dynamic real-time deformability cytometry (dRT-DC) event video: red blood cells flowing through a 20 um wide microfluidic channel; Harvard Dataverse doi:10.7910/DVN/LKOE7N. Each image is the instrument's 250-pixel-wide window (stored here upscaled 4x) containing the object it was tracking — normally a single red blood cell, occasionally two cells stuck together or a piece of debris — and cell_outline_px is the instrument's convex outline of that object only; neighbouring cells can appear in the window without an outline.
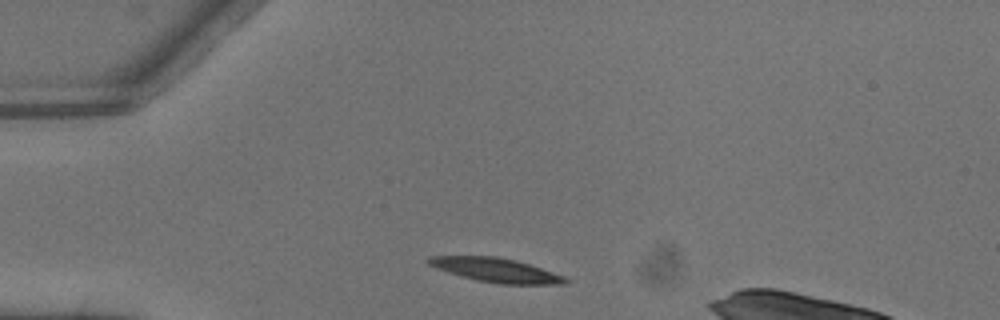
{"species": "common noctule bat (a hibernating species)", "species_latin": "Nyctalus noctula", "temperature_condition": "warm", "stored_images_in_passage": 3, "camera_frame_rate_fps": 3000, "um_per_image_px": 0.085, "animal": {"sex": "male", "body_mass_g": 13.3}, "frame": {"image": 1, "passage_image": 1, "time_ms": 0.0, "image_size_px": [1000, 320], "cell_outline_px": [[572, 280], [568, 284], [500, 284], [480, 280], [448, 272], [428, 264], [428, 256], [496, 256], [516, 260], [564, 276]], "centroid_in_image_um": [42.22, 22.96], "position_along_channel_um": 42.8, "area_um2": 18.9}}
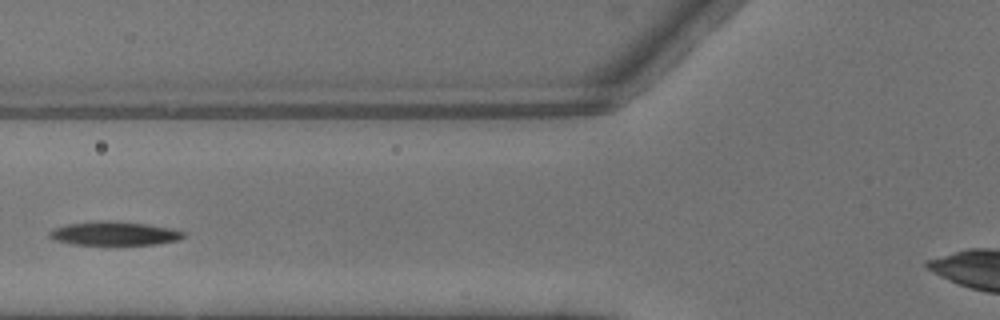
{"frame": {"image": 2, "passage_image": 3, "time_ms": 0.667, "image_size_px": [1000, 320], "cell_outline_px": [[188, 236], [180, 240], [156, 244], [72, 244], [52, 240], [48, 236], [48, 232], [64, 224], [100, 220], [108, 220], [144, 224], [176, 228], [188, 232]], "centroid_in_image_um": [9.78, 19.83], "position_along_channel_um": 116.0, "area_um2": 18.9}}